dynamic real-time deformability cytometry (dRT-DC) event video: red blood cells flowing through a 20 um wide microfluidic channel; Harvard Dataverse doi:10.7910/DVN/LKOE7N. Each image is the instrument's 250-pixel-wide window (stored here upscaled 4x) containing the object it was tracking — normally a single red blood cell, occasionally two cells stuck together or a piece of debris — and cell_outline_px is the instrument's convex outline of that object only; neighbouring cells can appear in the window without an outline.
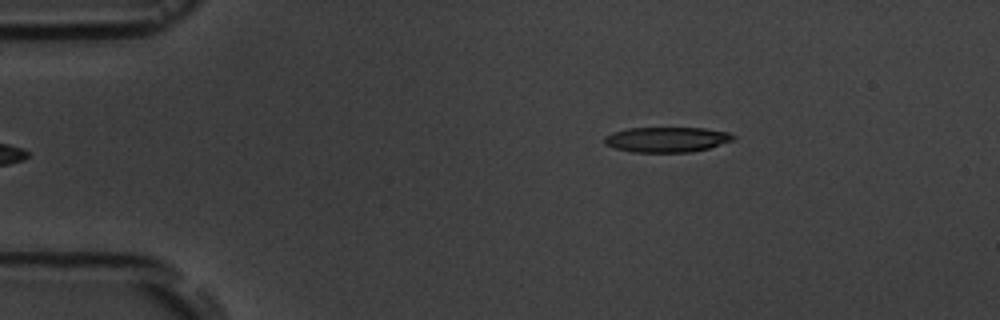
{"species": "common noctule bat (a hibernating species)", "species_latin": "Nyctalus noctula", "temperature_condition": "room temperature", "stored_images_in_passage": 7, "camera_frame_rate_fps": 3000, "um_per_image_px": 0.085, "animal": {"sex": "male", "body_mass_g": 19.5, "forearm_length_mm": 54.6}, "frame": {"image": 1, "passage_image": 7, "time_ms": 7.667, "image_size_px": [1000, 320], "cell_outline_px": [[736, 136], [732, 140], [708, 148], [692, 152], [632, 152], [616, 148], [604, 144], [604, 136], [612, 132], [628, 128], [704, 128], [728, 132]], "centroid_in_image_um": [56.64, 11.86], "position_along_channel_um": 28.4, "area_um2": 18.84}}